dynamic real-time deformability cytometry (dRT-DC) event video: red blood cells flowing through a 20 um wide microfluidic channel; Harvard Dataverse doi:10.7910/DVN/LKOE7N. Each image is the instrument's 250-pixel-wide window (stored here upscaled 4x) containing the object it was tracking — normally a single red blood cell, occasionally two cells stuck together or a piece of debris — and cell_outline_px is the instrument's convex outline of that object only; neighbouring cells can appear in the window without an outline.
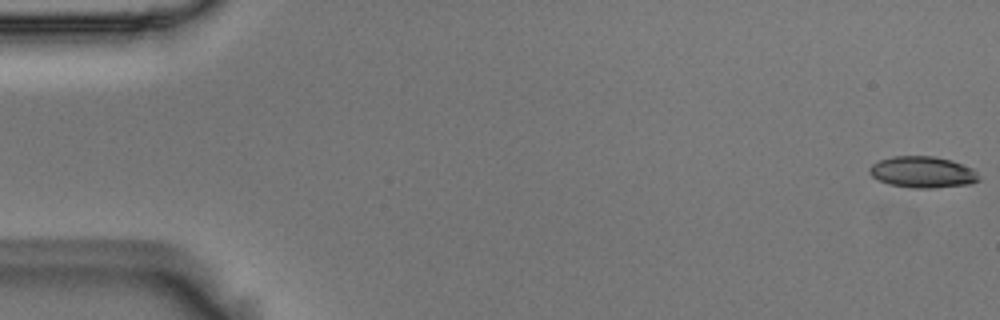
{"species": "Egyptian fruit bat (a non-hibernating species)", "species_latin": "Rousettus aegyptiacus", "temperature_condition": "room temperature", "stored_images_in_passage": 5, "camera_frame_rate_fps": 3000, "um_per_image_px": 0.085, "animal": {"sex": "male"}, "frame": {"image": 1, "passage_image": 1, "time_ms": 0.0, "image_size_px": [1000, 320], "cell_outline_px": [[980, 180], [972, 184], [932, 188], [912, 188], [888, 184], [872, 176], [868, 172], [868, 168], [872, 164], [880, 160], [892, 156], [936, 156], [952, 160], [972, 168], [980, 176]], "centroid_in_image_um": [78.44, 14.63], "position_along_channel_um": 6.6, "area_um2": 20.17}}